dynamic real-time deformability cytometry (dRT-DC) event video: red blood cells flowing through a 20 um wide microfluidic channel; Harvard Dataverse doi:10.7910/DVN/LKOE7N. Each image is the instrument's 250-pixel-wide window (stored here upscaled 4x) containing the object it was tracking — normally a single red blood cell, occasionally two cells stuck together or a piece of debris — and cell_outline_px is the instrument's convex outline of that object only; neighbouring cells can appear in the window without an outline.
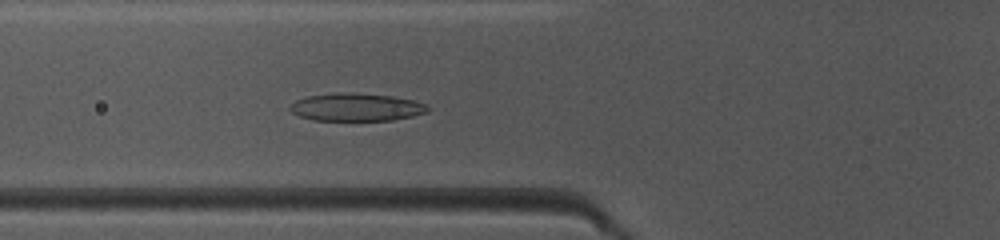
{"species": "common noctule bat (a hibernating species)", "species_latin": "Nyctalus noctula", "temperature_condition": "warm", "stored_images_in_passage": 37, "camera_frame_rate_fps": 3000, "um_per_image_px": 0.085, "animal": {"sex": "female", "body_mass_g": 10.0, "forearm_length_mm": 53.1}, "frame": {"image": 1, "passage_image": 7, "time_ms": 2.0, "image_size_px": [1000, 240], "cell_outline_px": [[428, 112], [412, 116], [392, 120], [312, 120], [300, 116], [292, 112], [288, 108], [296, 100], [308, 96], [336, 92], [340, 92], [392, 96], [412, 100], [424, 104], [428, 108]], "centroid_in_image_um": [30.25, 9.11], "position_along_channel_um": 95.5, "area_um2": 22.02}}
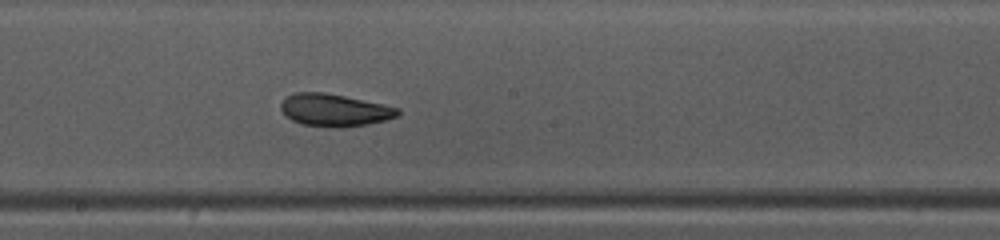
{"frame": {"image": 2, "passage_image": 16, "time_ms": 5.0, "image_size_px": [1000, 240], "cell_outline_px": [[400, 112], [396, 116], [384, 120], [368, 124], [344, 128], [332, 128], [300, 124], [284, 116], [280, 108], [280, 104], [284, 96], [296, 92], [324, 92], [384, 104], [400, 108]], "centroid_in_image_um": [28.38, 9.36], "position_along_channel_um": 219.8, "area_um2": 22.43}}
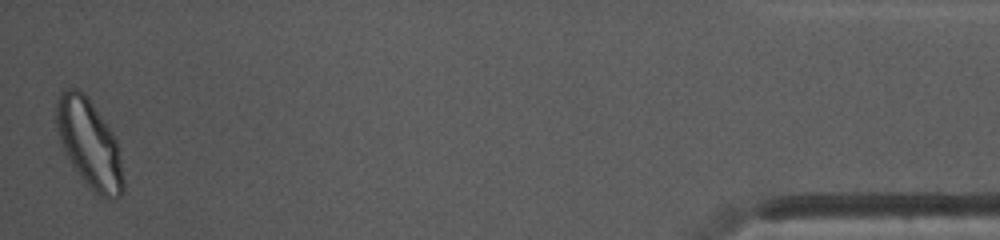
{"frame": {"image": 3, "passage_image": 37, "time_ms": 12.0, "image_size_px": [1000, 240], "cell_outline_px": [[124, 192], [116, 200], [108, 200], [92, 192], [80, 176], [64, 152], [56, 128], [56, 104], [60, 92], [64, 88], [76, 88], [84, 92], [88, 96], [112, 132], [116, 140], [124, 180]], "centroid_in_image_um": [7.59, 12.23], "position_along_channel_um": 427.6, "area_um2": 34.62}, "authors_computed_cell_mechanics": {"area_um2": 22.6576, "velocity_mm_per_s": 4.1162, "shape_relaxation_time_tau1_ms": 3.6643, "shape_relaxation_time_tau2_ms": 2.0621, "deformation_change_tau1": 0.122, "deformation_change_tau2": 0.0865}}